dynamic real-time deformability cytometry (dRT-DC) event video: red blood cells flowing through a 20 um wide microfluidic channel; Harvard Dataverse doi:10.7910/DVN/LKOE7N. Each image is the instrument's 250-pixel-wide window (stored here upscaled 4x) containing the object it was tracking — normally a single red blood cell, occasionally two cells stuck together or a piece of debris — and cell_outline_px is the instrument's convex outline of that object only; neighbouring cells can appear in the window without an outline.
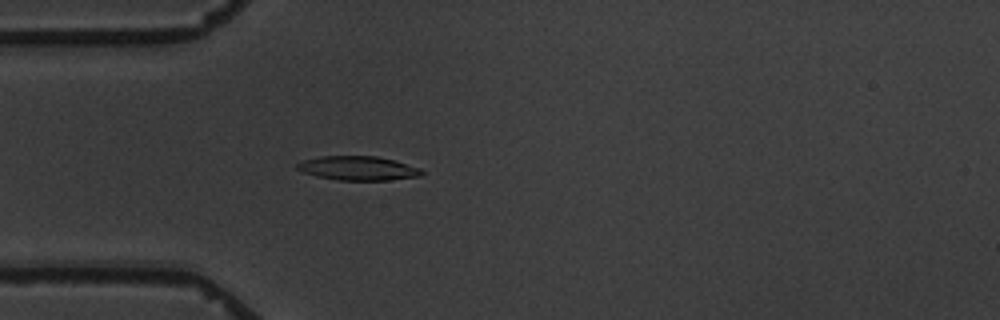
{"species": "common noctule bat (a hibernating species)", "species_latin": "Nyctalus noctula", "temperature_condition": "warm", "stored_images_in_passage": 1, "camera_frame_rate_fps": 3000, "um_per_image_px": 0.085, "animal": {"sex": "male", "body_mass_g": 19.5, "forearm_length_mm": 54.6}, "frame": {"image": 1, "passage_image": 1, "time_ms": 0.0, "image_size_px": [1000, 320], "cell_outline_px": [[424, 172], [420, 176], [388, 180], [340, 180], [316, 176], [304, 172], [296, 168], [296, 164], [304, 160], [320, 156], [376, 156], [396, 160], [420, 168]], "centroid_in_image_um": [30.45, 14.29], "position_along_channel_um": 54.5, "area_um2": 17.46}}